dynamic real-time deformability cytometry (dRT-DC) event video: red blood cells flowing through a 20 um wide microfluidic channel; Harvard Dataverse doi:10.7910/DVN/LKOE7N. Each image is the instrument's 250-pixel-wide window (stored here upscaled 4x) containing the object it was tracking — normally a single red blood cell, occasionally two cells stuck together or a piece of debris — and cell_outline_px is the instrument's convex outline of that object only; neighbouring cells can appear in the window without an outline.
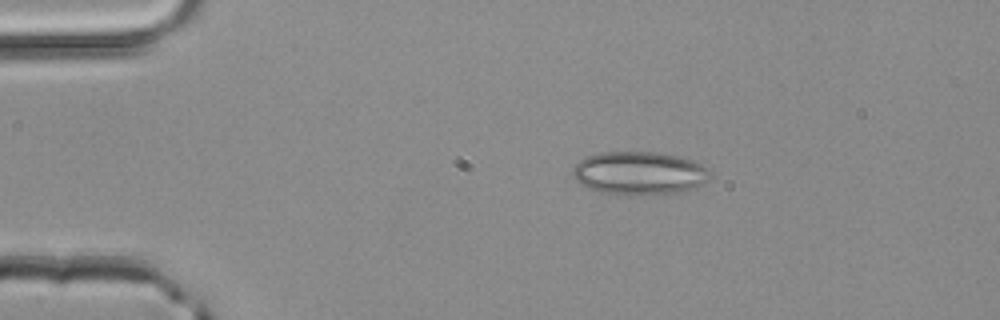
{"species": "common noctule bat (a hibernating species)", "species_latin": "Nyctalus noctula", "temperature_condition": "room temperature", "stored_images_in_passage": 2, "camera_frame_rate_fps": 3000, "um_per_image_px": 0.085, "animal": {"sex": "male", "body_mass_g": 20.4}, "frame": {"image": 1, "passage_image": 1, "time_ms": 0.0, "image_size_px": [1000, 320], "cell_outline_px": [[708, 180], [684, 192], [600, 192], [588, 188], [580, 184], [572, 176], [572, 172], [576, 164], [580, 160], [588, 156], [600, 152], [656, 152], [676, 156], [692, 160], [708, 168]], "centroid_in_image_um": [54.3, 14.67], "position_along_channel_um": 30.7, "area_um2": 33.41}}